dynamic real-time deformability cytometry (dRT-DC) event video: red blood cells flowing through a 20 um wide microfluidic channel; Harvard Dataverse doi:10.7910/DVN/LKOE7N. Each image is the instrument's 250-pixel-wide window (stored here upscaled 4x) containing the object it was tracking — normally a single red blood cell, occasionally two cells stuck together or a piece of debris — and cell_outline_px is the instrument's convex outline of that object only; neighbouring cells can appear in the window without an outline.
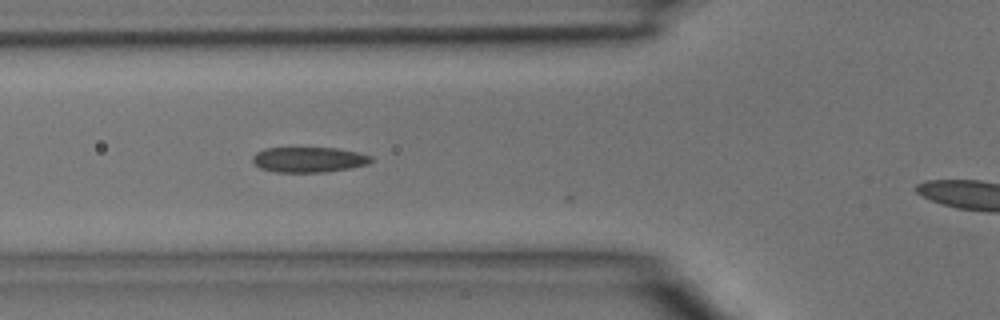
{"species": "common noctule bat (a hibernating species)", "species_latin": "Nyctalus noctula", "temperature_condition": "room temperature", "stored_images_in_passage": 4, "camera_frame_rate_fps": 3000, "um_per_image_px": 0.085, "animal": {"sex": "male", "body_mass_g": 15.6}, "frame": {"image": 1, "passage_image": 3, "time_ms": 0.667, "image_size_px": [1000, 320], "cell_outline_px": [[372, 160], [368, 164], [348, 168], [324, 172], [276, 172], [260, 168], [252, 160], [252, 156], [256, 152], [264, 148], [336, 148], [356, 152], [372, 156]], "centroid_in_image_um": [26.22, 13.56], "position_along_channel_um": 99.6, "area_um2": 17.34}}